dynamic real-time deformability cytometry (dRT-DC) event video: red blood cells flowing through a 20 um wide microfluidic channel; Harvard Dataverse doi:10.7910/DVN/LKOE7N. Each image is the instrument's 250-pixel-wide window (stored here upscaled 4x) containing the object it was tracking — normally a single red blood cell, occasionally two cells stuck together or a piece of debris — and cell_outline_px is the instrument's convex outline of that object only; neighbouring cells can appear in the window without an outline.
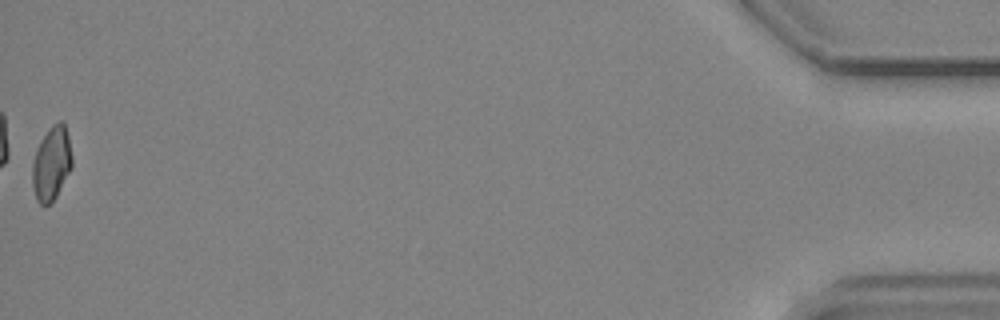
{"species": "common noctule bat (a hibernating species)", "species_latin": "Nyctalus noctula", "temperature_condition": "cold", "stored_images_in_passage": 47, "camera_frame_rate_fps": 3000, "um_per_image_px": 0.085, "animal": {"sex": "male", "body_mass_g": 19.2, "forearm_length_mm": 51.8}, "frame": {"image": 1, "passage_image": 47, "time_ms": 15.333, "image_size_px": [1000, 320], "cell_outline_px": [[72, 168], [56, 196], [48, 204], [40, 204], [36, 200], [32, 184], [32, 164], [36, 148], [40, 140], [48, 128], [52, 124], [60, 120], [64, 124], [68, 136], [72, 156]], "centroid_in_image_um": [4.37, 13.87], "position_along_channel_um": 430.8, "area_um2": 17.17}, "authors_computed_cell_mechanics": {"area_um2": 18.1492, "velocity_mm_per_s": 3.8043, "shape_relaxation_time_tau1_ms": null, "shape_relaxation_time_tau2_ms": 4.0015, "deformation_change_tau1": null, "deformation_change_tau2": 0.0824}}